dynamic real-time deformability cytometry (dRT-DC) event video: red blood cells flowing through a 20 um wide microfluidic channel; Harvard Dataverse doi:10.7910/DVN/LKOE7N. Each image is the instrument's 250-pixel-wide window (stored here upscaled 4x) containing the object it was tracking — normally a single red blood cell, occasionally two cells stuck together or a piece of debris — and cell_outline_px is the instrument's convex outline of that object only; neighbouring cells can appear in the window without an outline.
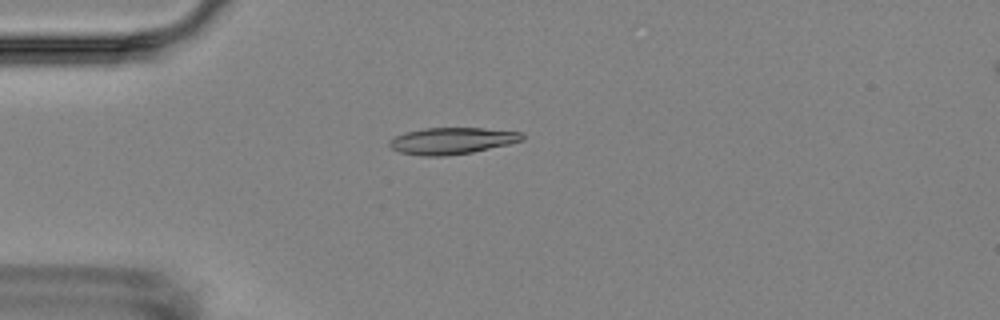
{"species": "Egyptian fruit bat (a non-hibernating species)", "species_latin": "Rousettus aegyptiacus", "temperature_condition": "room temperature", "stored_images_in_passage": 17, "camera_frame_rate_fps": 3000, "um_per_image_px": 0.085, "animal": {"sex": "female"}, "frame": {"image": 1, "passage_image": 5, "time_ms": 4.333, "image_size_px": [1000, 320], "cell_outline_px": [[524, 140], [508, 144], [472, 152], [444, 156], [424, 156], [400, 152], [392, 148], [388, 144], [388, 140], [404, 132], [424, 128], [484, 128], [524, 132]], "centroid_in_image_um": [38.42, 11.96], "position_along_channel_um": 46.6, "area_um2": 20.63}}
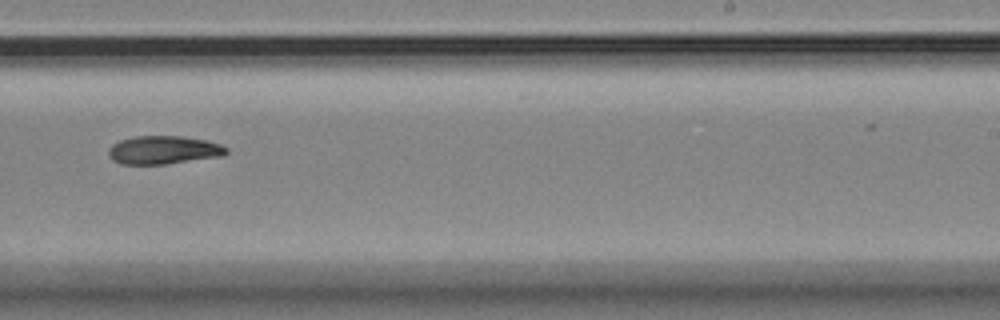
{"frame": {"image": 2, "passage_image": 11, "time_ms": 11.333, "image_size_px": [1000, 320], "cell_outline_px": [[228, 152], [224, 156], [164, 164], [120, 164], [112, 160], [108, 156], [108, 148], [112, 144], [120, 140], [132, 136], [180, 136], [208, 140], [220, 144], [228, 148]], "centroid_in_image_um": [13.89, 12.75], "position_along_channel_um": 275.1, "area_um2": 19.65}}
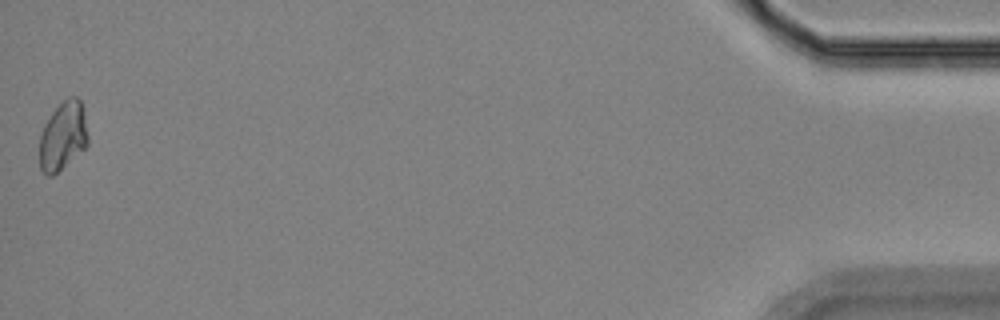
{"frame": {"image": 3, "passage_image": 17, "time_ms": 18.333, "image_size_px": [1000, 320], "cell_outline_px": [[88, 144], [84, 148], [52, 176], [48, 176], [40, 168], [40, 136], [44, 124], [52, 112], [68, 96], [76, 96], [80, 100], [84, 108], [88, 136]], "centroid_in_image_um": [5.36, 11.52], "position_along_channel_um": 429.8, "area_um2": 19.19}}